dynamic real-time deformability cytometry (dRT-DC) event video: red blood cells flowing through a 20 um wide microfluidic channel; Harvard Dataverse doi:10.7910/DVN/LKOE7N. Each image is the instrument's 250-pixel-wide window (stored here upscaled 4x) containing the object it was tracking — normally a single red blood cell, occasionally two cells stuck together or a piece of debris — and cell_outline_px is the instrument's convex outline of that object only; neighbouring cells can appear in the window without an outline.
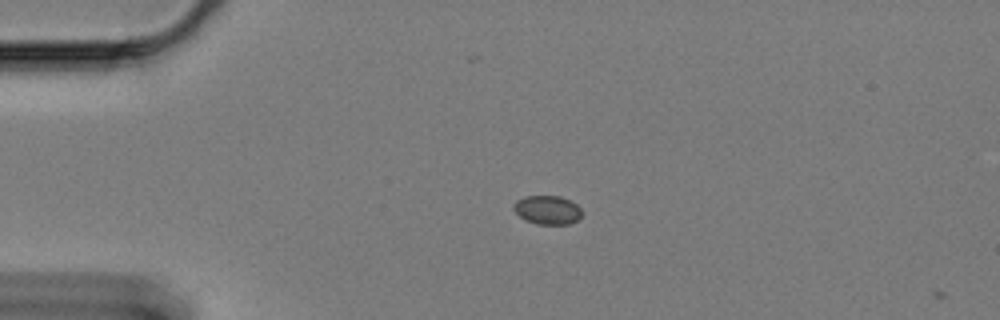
{"species": "Egyptian fruit bat (a non-hibernating species)", "species_latin": "Rousettus aegyptiacus", "temperature_condition": "cold", "stored_images_in_passage": 4, "camera_frame_rate_fps": 3000, "um_per_image_px": 0.085, "animal": {"sex": "female"}, "frame": {"image": 1, "passage_image": 2, "time_ms": 0.333, "image_size_px": [1000, 320], "cell_outline_px": [[580, 216], [576, 220], [568, 224], [536, 224], [520, 216], [512, 208], [512, 204], [516, 200], [524, 196], [560, 196], [576, 204], [580, 208]], "centroid_in_image_um": [46.49, 17.83], "position_along_channel_um": 38.5, "area_um2": 11.27}}